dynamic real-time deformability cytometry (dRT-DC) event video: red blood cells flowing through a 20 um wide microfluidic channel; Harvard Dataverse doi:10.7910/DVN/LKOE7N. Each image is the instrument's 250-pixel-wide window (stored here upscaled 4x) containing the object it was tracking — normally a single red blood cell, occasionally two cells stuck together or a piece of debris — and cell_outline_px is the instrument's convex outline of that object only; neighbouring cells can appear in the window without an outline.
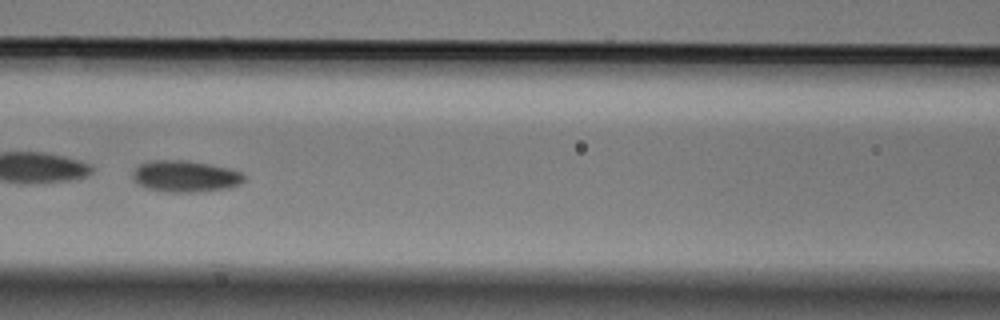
{"species": "Egyptian fruit bat (a non-hibernating species)", "species_latin": "Rousettus aegyptiacus", "temperature_condition": "cold", "stored_images_in_passage": 8, "camera_frame_rate_fps": 3000, "um_per_image_px": 0.085, "animal": {"sex": "male"}, "frame": {"image": 1, "passage_image": 5, "time_ms": 1.333, "image_size_px": [1000, 320], "cell_outline_px": [[244, 180], [240, 184], [228, 188], [196, 192], [164, 192], [148, 188], [132, 180], [132, 172], [140, 164], [148, 160], [188, 160], [228, 168], [240, 172], [244, 176]], "centroid_in_image_um": [15.72, 14.98], "position_along_channel_um": 150.9, "area_um2": 20.46}}
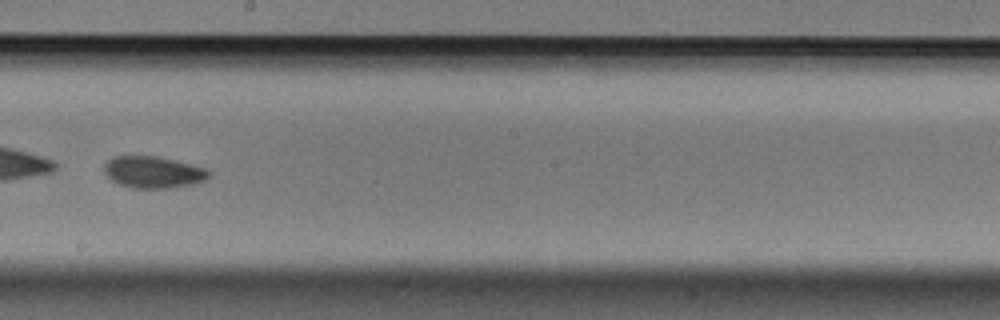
{"frame": {"image": 2, "passage_image": 7, "time_ms": 2.0, "image_size_px": [1000, 320], "cell_outline_px": [[212, 176], [204, 180], [192, 184], [172, 188], [132, 188], [120, 184], [112, 180], [104, 172], [104, 164], [112, 156], [156, 156], [176, 160], [208, 168], [212, 172]], "centroid_in_image_um": [13.07, 14.63], "position_along_channel_um": 235.1, "area_um2": 19.59}}
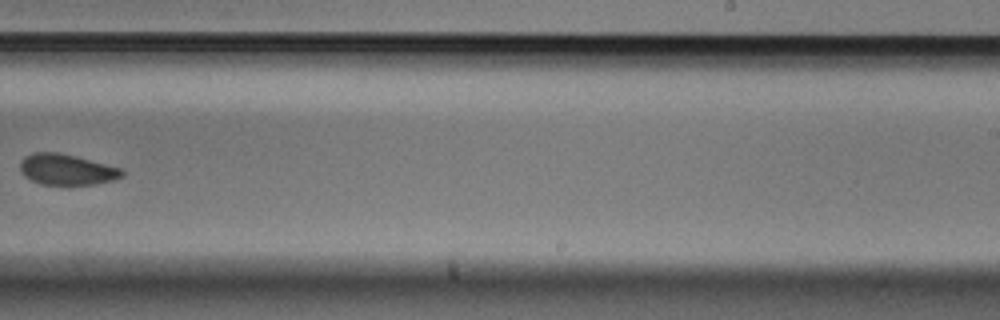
{"frame": {"image": 3, "passage_image": 8, "time_ms": 2.333, "image_size_px": [1000, 320], "cell_outline_px": [[124, 176], [112, 180], [92, 184], [40, 184], [24, 176], [20, 168], [20, 160], [24, 156], [32, 152], [60, 152], [124, 168]], "centroid_in_image_um": [5.68, 14.39], "position_along_channel_um": 283.3, "area_um2": 18.44}}